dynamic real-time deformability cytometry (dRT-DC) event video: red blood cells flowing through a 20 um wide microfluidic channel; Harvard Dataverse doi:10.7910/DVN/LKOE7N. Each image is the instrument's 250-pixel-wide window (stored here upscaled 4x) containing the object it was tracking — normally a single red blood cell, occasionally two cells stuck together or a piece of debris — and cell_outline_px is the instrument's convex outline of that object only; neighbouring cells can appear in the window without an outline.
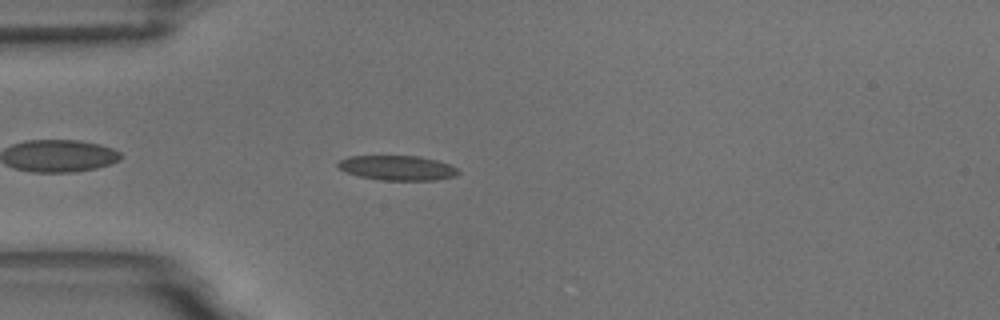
{"species": "common noctule bat (a hibernating species)", "species_latin": "Nyctalus noctula", "temperature_condition": "room temperature", "stored_images_in_passage": 44, "camera_frame_rate_fps": 3000, "um_per_image_px": 0.085, "animal": {"sex": "male", "body_mass_g": 18.8}, "frame": {"image": 1, "passage_image": 4, "time_ms": 1.0, "image_size_px": [1000, 320], "cell_outline_px": [[460, 172], [456, 176], [436, 180], [384, 180], [360, 176], [348, 172], [340, 168], [336, 164], [340, 160], [348, 156], [420, 156], [436, 160], [448, 164], [456, 168]], "centroid_in_image_um": [33.8, 14.26], "position_along_channel_um": 51.2, "area_um2": 17.17}}
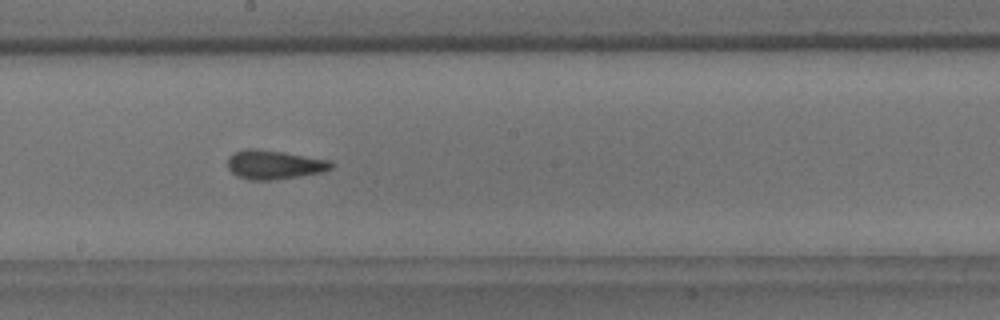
{"frame": {"image": 2, "passage_image": 19, "time_ms": 6.0, "image_size_px": [1000, 320], "cell_outline_px": [[332, 168], [320, 172], [272, 180], [248, 180], [236, 176], [228, 168], [228, 156], [244, 148], [256, 148], [284, 152], [332, 160]], "centroid_in_image_um": [23.27, 13.98], "position_along_channel_um": 224.9, "area_um2": 17.51}}
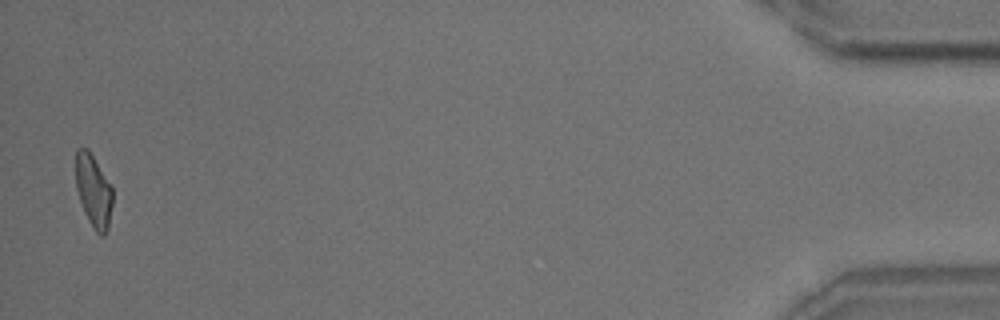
{"frame": {"image": 3, "passage_image": 43, "time_ms": 14.0, "image_size_px": [1000, 320], "cell_outline_px": [[112, 204], [108, 228], [104, 236], [100, 236], [92, 228], [84, 212], [76, 188], [76, 148], [88, 148], [112, 184]], "centroid_in_image_um": [7.96, 16.22], "position_along_channel_um": 427.2, "area_um2": 15.84}, "authors_computed_cell_mechanics": {"area_um2": 16.6464, "velocity_mm_per_s": 3.6529, "shape_relaxation_time_tau1_ms": 8.9551, "shape_relaxation_time_tau2_ms": 2.2252, "deformation_change_tau1": 0.1931, "deformation_change_tau2": 0.0894}}